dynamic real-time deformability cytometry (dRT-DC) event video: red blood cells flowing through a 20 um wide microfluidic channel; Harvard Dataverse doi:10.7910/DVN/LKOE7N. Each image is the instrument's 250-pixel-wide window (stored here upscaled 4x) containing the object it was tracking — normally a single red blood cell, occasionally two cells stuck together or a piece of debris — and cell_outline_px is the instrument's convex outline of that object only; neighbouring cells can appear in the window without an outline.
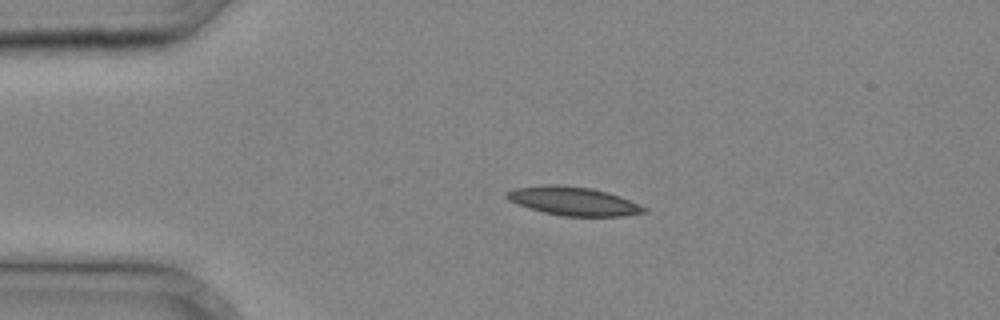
{"species": "common noctule bat (a hibernating species)", "species_latin": "Nyctalus noctula", "temperature_condition": "cold", "stored_images_in_passage": 35, "camera_frame_rate_fps": 3000, "um_per_image_px": 0.085, "animal": {"sex": "male", "body_mass_g": 20.4}, "frame": {"image": 1, "passage_image": 7, "time_ms": 2.0, "image_size_px": [1000, 320], "cell_outline_px": [[648, 212], [624, 216], [564, 216], [544, 212], [528, 208], [516, 204], [508, 200], [504, 196], [504, 192], [516, 188], [552, 184], [556, 184], [592, 188], [608, 192], [620, 196], [648, 208]], "centroid_in_image_um": [48.74, 17.1], "position_along_channel_um": 36.3, "area_um2": 23.0}}
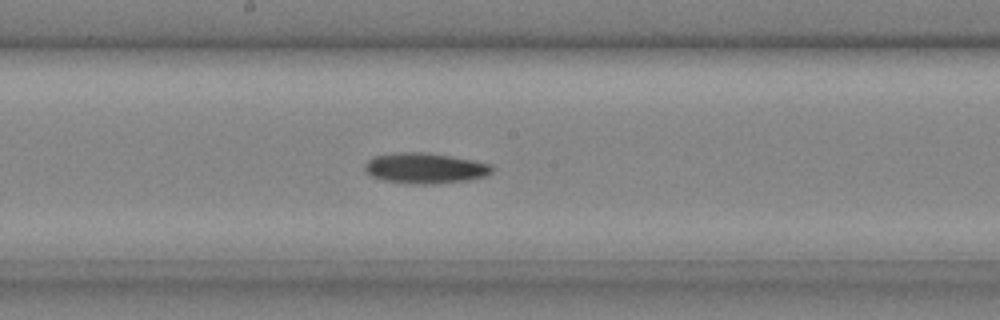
{"frame": {"image": 2, "passage_image": 19, "time_ms": 6.0, "image_size_px": [1000, 320], "cell_outline_px": [[492, 172], [484, 176], [468, 180], [428, 184], [412, 184], [384, 180], [372, 176], [364, 168], [364, 164], [368, 160], [376, 156], [396, 152], [424, 152], [452, 156], [492, 164]], "centroid_in_image_um": [36.13, 14.29], "position_along_channel_um": 212.1, "area_um2": 22.48}}
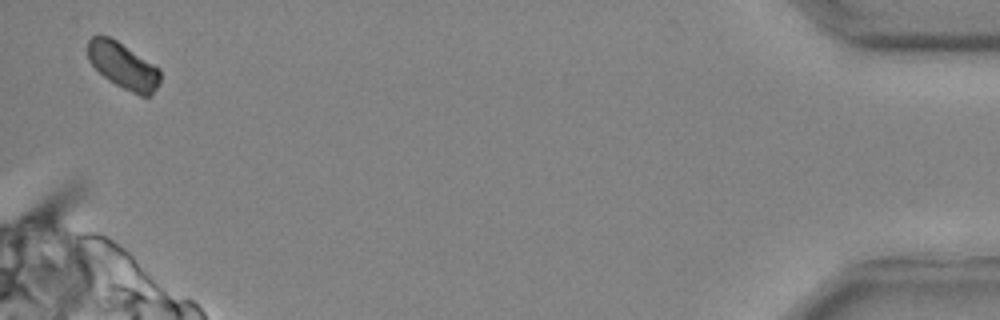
{"frame": {"image": 3, "passage_image": 35, "time_ms": 11.333, "image_size_px": [1000, 320], "cell_outline_px": [[160, 84], [148, 96], [140, 96], [108, 80], [88, 60], [88, 40], [92, 36], [108, 36], [116, 40], [160, 68]], "centroid_in_image_um": [10.48, 5.58], "position_along_channel_um": 424.7, "area_um2": 19.19}}